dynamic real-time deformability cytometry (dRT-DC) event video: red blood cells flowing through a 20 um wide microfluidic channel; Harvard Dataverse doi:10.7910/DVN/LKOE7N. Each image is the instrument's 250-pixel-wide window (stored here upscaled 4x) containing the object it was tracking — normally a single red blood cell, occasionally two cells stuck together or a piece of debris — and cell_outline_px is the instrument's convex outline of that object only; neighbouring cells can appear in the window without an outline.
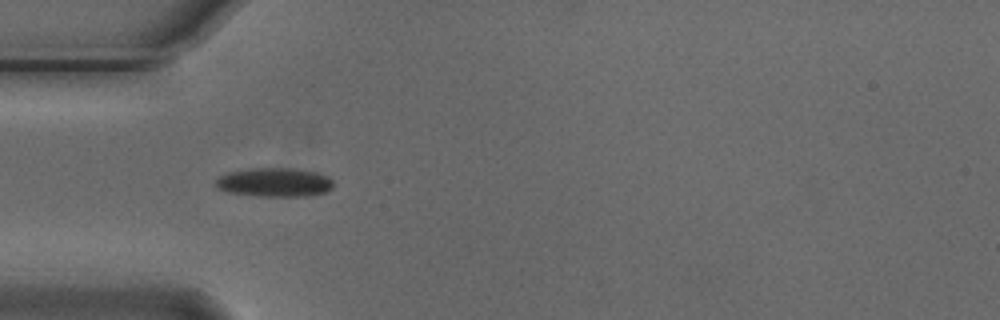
{"species": "Egyptian fruit bat (a non-hibernating species)", "species_latin": "Rousettus aegyptiacus", "temperature_condition": "cold", "stored_images_in_passage": 8, "camera_frame_rate_fps": 3000, "um_per_image_px": 0.085, "animal": {"sex": "male"}, "frame": {"image": 1, "passage_image": 5, "time_ms": 1.333, "image_size_px": [1000, 320], "cell_outline_px": [[332, 188], [324, 192], [312, 196], [256, 196], [228, 192], [216, 188], [216, 180], [220, 176], [228, 172], [248, 168], [288, 168], [316, 172], [328, 176], [332, 180]], "centroid_in_image_um": [23.31, 15.5], "position_along_channel_um": 61.7, "area_um2": 19.88}}
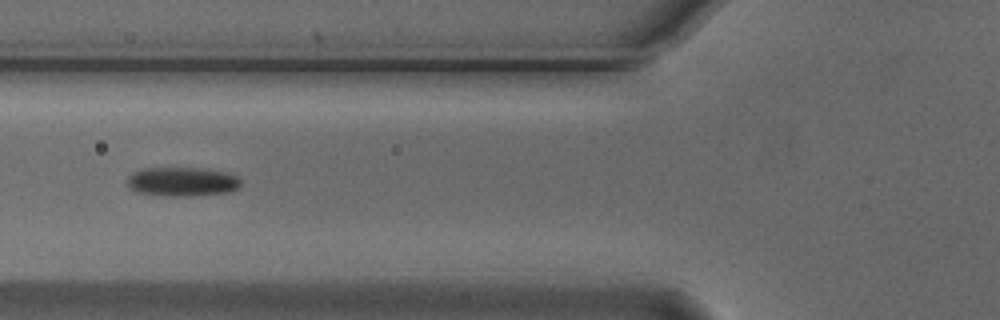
{"frame": {"image": 2, "passage_image": 6, "time_ms": 1.667, "image_size_px": [1000, 320], "cell_outline_px": [[240, 184], [236, 188], [228, 192], [188, 196], [172, 196], [136, 192], [128, 188], [128, 176], [132, 172], [144, 168], [208, 168], [228, 172], [236, 176], [240, 180]], "centroid_in_image_um": [15.47, 15.43], "position_along_channel_um": 110.3, "area_um2": 19.31}}
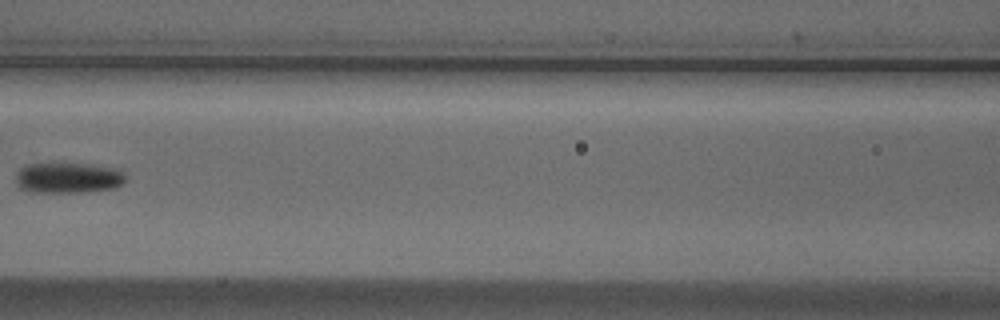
{"frame": {"image": 3, "passage_image": 7, "time_ms": 2.0, "image_size_px": [1000, 320], "cell_outline_px": [[124, 184], [116, 188], [84, 192], [32, 192], [20, 188], [16, 180], [16, 172], [20, 168], [28, 164], [92, 164], [120, 168], [124, 172]], "centroid_in_image_um": [5.84, 15.11], "position_along_channel_um": 160.8, "area_um2": 19.77}}